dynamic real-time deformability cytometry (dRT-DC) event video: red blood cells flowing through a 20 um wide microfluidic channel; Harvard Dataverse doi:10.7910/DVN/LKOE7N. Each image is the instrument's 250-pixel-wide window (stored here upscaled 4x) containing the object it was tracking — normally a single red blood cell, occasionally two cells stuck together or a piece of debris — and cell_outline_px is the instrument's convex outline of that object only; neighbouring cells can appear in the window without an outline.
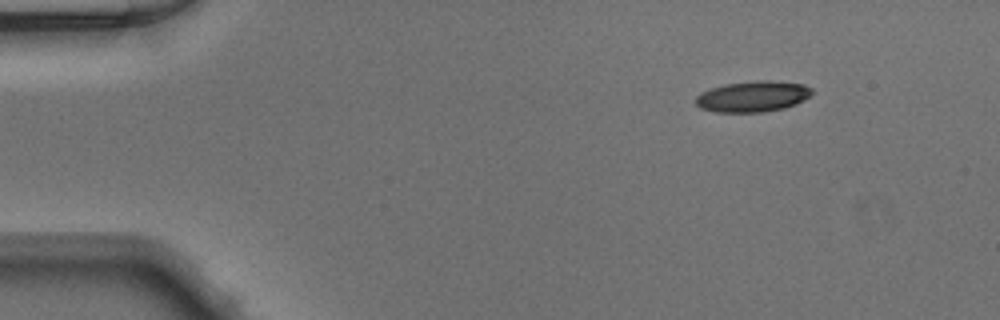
{"species": "Egyptian fruit bat (a non-hibernating species)", "species_latin": "Rousettus aegyptiacus", "temperature_condition": "warm", "stored_images_in_passage": 44, "camera_frame_rate_fps": 3000, "um_per_image_px": 0.085, "animal": {"sex": "male"}, "frame": {"image": 1, "passage_image": 1, "time_ms": 0.0, "image_size_px": [1000, 320], "cell_outline_px": [[812, 96], [796, 104], [784, 108], [764, 112], [716, 112], [700, 108], [696, 104], [696, 96], [700, 92], [724, 84], [756, 80], [768, 80], [804, 84], [812, 88]], "centroid_in_image_um": [64.0, 8.19], "position_along_channel_um": 21.0, "area_um2": 21.1}}
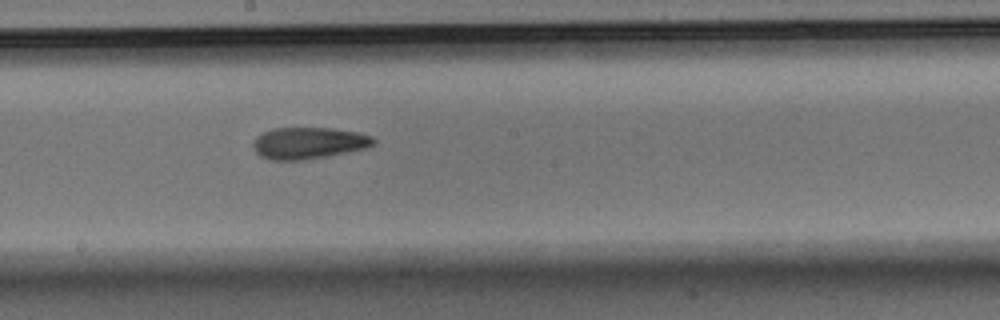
{"frame": {"image": 2, "passage_image": 22, "time_ms": 7.0, "image_size_px": [1000, 320], "cell_outline_px": [[376, 144], [368, 148], [328, 156], [304, 160], [272, 160], [260, 156], [256, 152], [252, 144], [256, 136], [272, 128], [332, 128], [356, 132], [372, 136], [376, 140]], "centroid_in_image_um": [26.25, 12.16], "position_along_channel_um": 221.9, "area_um2": 22.37}}
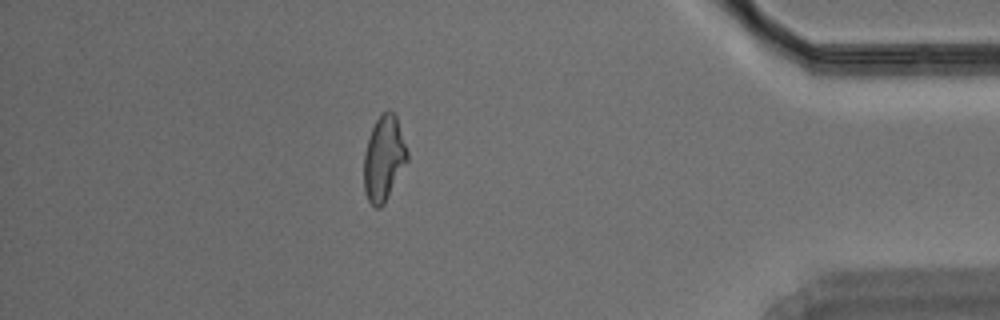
{"frame": {"image": 3, "passage_image": 38, "time_ms": 12.333, "image_size_px": [1000, 320], "cell_outline_px": [[408, 160], [384, 204], [380, 208], [376, 208], [368, 200], [364, 192], [364, 152], [372, 128], [376, 120], [388, 108], [396, 116], [408, 152]], "centroid_in_image_um": [32.62, 13.48], "position_along_channel_um": 402.6, "area_um2": 21.33}}